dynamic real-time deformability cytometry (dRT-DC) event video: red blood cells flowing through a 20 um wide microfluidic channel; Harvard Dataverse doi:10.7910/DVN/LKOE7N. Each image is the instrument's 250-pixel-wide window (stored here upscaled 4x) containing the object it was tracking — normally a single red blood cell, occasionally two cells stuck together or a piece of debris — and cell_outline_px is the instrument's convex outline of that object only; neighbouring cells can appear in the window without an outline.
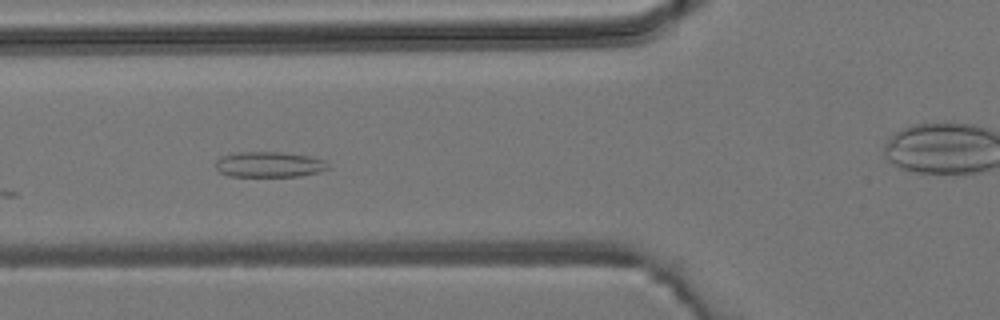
{"species": "common noctule bat (a hibernating species)", "species_latin": "Nyctalus noctula", "temperature_condition": "room temperature", "stored_images_in_passage": 9, "segment_of_instrument_passage": [1, 2], "camera_frame_rate_fps": 3000, "um_per_image_px": 0.085, "animal": {"sex": "male", "body_mass_g": 19.2, "forearm_length_mm": 51.8}, "frame": {"image": 1, "passage_image": 6, "time_ms": 6.0, "image_size_px": [1000, 320], "cell_outline_px": [[328, 168], [320, 172], [300, 176], [228, 176], [220, 172], [216, 168], [216, 160], [220, 156], [236, 152], [280, 152], [312, 156], [324, 160], [328, 164]], "centroid_in_image_um": [22.88, 13.97], "position_along_channel_um": 102.9, "area_um2": 16.82}}
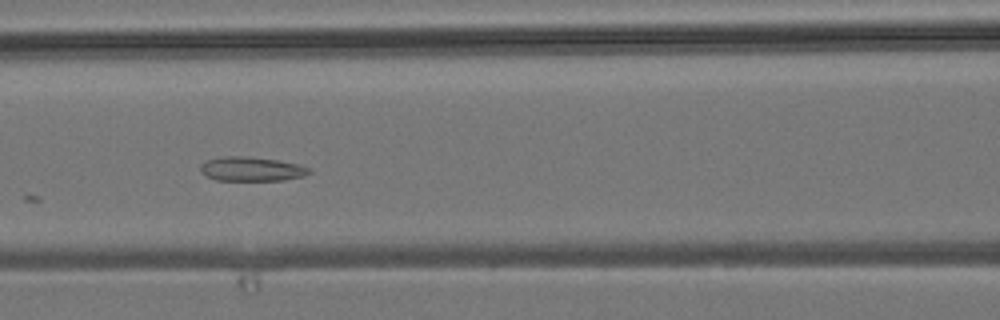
{"frame": {"image": 2, "passage_image": 7, "time_ms": 7.0, "image_size_px": [1000, 320], "cell_outline_px": [[312, 172], [304, 176], [284, 180], [216, 180], [200, 172], [200, 164], [208, 160], [224, 156], [244, 156], [276, 160], [300, 164], [312, 168]], "centroid_in_image_um": [21.42, 14.36], "position_along_channel_um": 145.2, "area_um2": 15.37}}
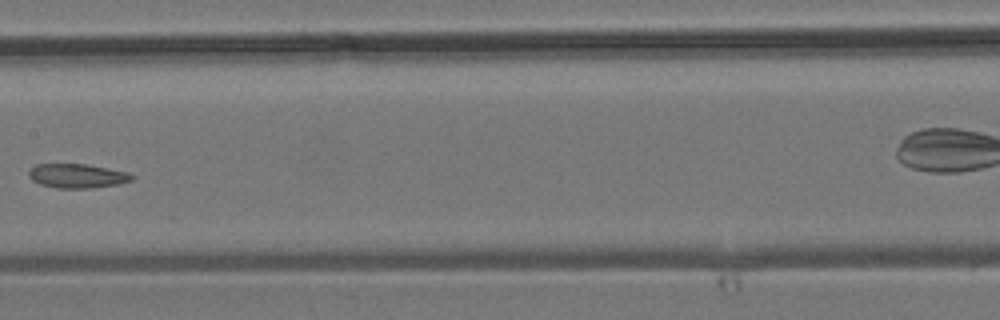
{"frame": {"image": 3, "passage_image": 8, "time_ms": 8.333, "image_size_px": [1000, 320], "cell_outline_px": [[136, 176], [132, 180], [120, 184], [92, 188], [56, 188], [40, 184], [32, 180], [28, 176], [28, 172], [36, 164], [84, 164], [108, 168], [128, 172]], "centroid_in_image_um": [6.59, 14.95], "position_along_channel_um": 200.8, "area_um2": 14.62}}